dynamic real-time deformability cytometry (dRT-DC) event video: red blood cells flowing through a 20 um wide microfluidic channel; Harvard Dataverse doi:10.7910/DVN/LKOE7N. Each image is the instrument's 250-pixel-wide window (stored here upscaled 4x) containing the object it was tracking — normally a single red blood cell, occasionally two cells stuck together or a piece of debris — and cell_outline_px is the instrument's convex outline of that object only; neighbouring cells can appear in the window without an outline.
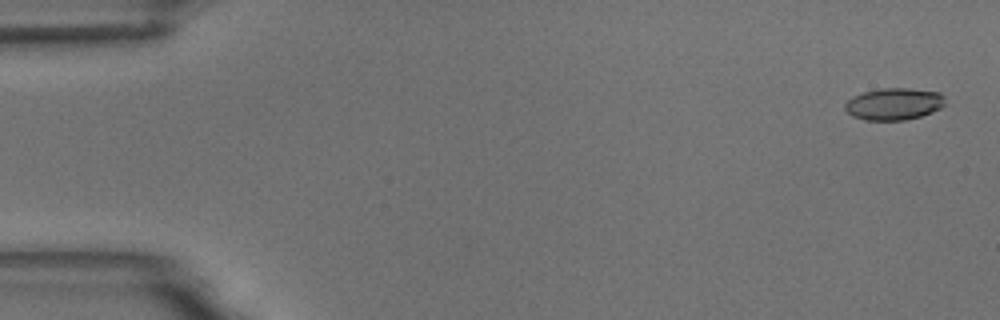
{"species": "common noctule bat (a hibernating species)", "species_latin": "Nyctalus noctula", "temperature_condition": "room temperature", "stored_images_in_passage": 56, "camera_frame_rate_fps": 3000, "um_per_image_px": 0.085, "animal": {"sex": "male", "body_mass_g": 18.8}, "frame": {"image": 1, "passage_image": 2, "time_ms": 0.333, "image_size_px": [1000, 320], "cell_outline_px": [[944, 104], [940, 108], [932, 112], [920, 116], [904, 120], [864, 120], [852, 116], [844, 108], [844, 104], [852, 96], [864, 92], [884, 88], [908, 88], [940, 92], [944, 96]], "centroid_in_image_um": [75.97, 8.83], "position_along_channel_um": 9.0, "area_um2": 18.61}}
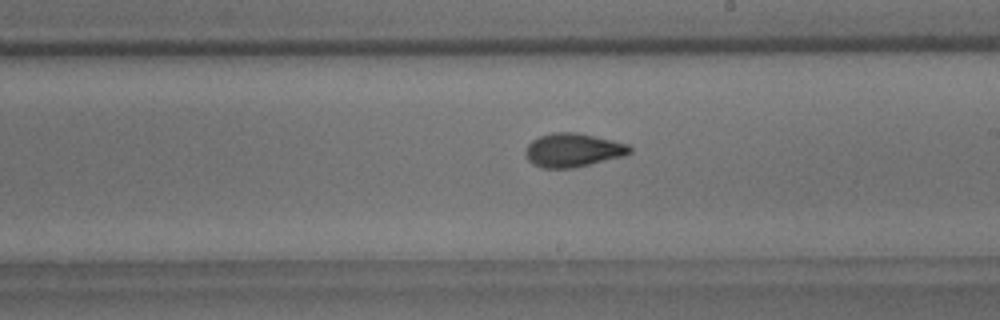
{"frame": {"image": 2, "passage_image": 32, "time_ms": 10.333, "image_size_px": [1000, 320], "cell_outline_px": [[632, 152], [624, 156], [572, 168], [544, 168], [532, 164], [528, 160], [524, 152], [528, 144], [532, 140], [540, 136], [552, 132], [576, 132], [612, 140], [628, 144], [632, 148]], "centroid_in_image_um": [48.69, 12.76], "position_along_channel_um": 240.3, "area_um2": 20.46}}
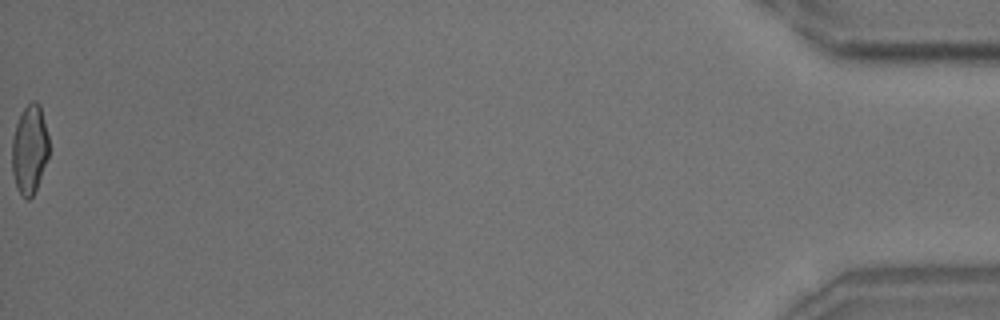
{"frame": {"image": 3, "passage_image": 56, "time_ms": 18.333, "image_size_px": [1000, 320], "cell_outline_px": [[48, 156], [36, 188], [32, 196], [28, 200], [16, 188], [12, 172], [12, 140], [16, 124], [24, 108], [32, 100], [36, 100], [40, 104], [48, 136]], "centroid_in_image_um": [2.5, 12.67], "position_along_channel_um": 432.7, "area_um2": 18.9}, "authors_computed_cell_mechanics": {"area_um2": 19.5942, "velocity_mm_per_s": 3.6595, "shape_relaxation_time_tau1_ms": 4.9231, "shape_relaxation_time_tau2_ms": 1.6794, "deformation_change_tau1": 0.1554, "deformation_change_tau2": 0.0671}}